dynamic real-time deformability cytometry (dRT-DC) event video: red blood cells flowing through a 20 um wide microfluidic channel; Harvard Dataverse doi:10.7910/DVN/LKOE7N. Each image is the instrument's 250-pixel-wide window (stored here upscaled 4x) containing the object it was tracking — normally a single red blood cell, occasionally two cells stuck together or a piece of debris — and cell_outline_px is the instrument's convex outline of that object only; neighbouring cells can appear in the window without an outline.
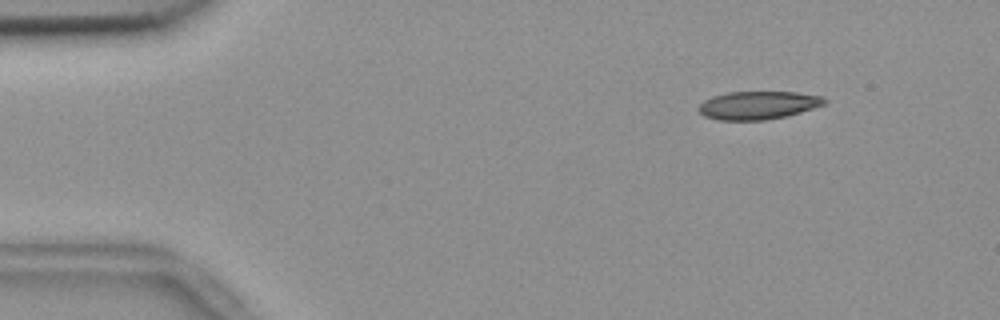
{"species": "common noctule bat (a hibernating species)", "species_latin": "Nyctalus noctula", "temperature_condition": "room temperature", "stored_images_in_passage": 55, "camera_frame_rate_fps": 3000, "um_per_image_px": 0.085, "animal": {"sex": "female", "body_mass_g": 18.4}, "frame": {"image": 1, "passage_image": 7, "time_ms": 2.0, "image_size_px": [1000, 320], "cell_outline_px": [[828, 100], [824, 104], [800, 112], [784, 116], [764, 120], [716, 120], [704, 116], [696, 108], [704, 100], [712, 96], [728, 92], [796, 92], [824, 96]], "centroid_in_image_um": [64.41, 8.94], "position_along_channel_um": 20.6, "area_um2": 20.63}}
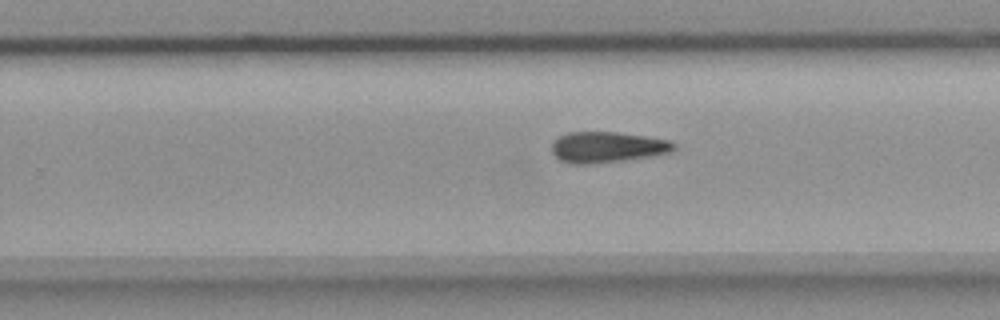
{"frame": {"image": 2, "passage_image": 35, "time_ms": 11.333, "image_size_px": [1000, 320], "cell_outline_px": [[676, 148], [672, 152], [652, 156], [624, 160], [592, 164], [568, 164], [560, 160], [552, 152], [552, 140], [568, 132], [616, 132], [672, 140], [676, 144]], "centroid_in_image_um": [51.63, 12.51], "position_along_channel_um": 278.2, "area_um2": 22.2}}
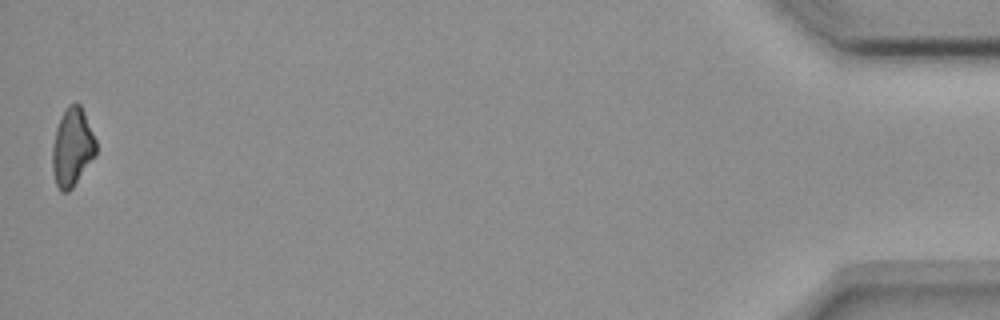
{"frame": {"image": 3, "passage_image": 55, "time_ms": 18.0, "image_size_px": [1000, 320], "cell_outline_px": [[96, 156], [72, 188], [68, 192], [60, 192], [56, 184], [52, 172], [52, 144], [56, 128], [60, 116], [68, 104], [76, 100], [80, 104], [84, 112], [96, 140]], "centroid_in_image_um": [6.13, 12.5], "position_along_channel_um": 429.1, "area_um2": 20.29}}